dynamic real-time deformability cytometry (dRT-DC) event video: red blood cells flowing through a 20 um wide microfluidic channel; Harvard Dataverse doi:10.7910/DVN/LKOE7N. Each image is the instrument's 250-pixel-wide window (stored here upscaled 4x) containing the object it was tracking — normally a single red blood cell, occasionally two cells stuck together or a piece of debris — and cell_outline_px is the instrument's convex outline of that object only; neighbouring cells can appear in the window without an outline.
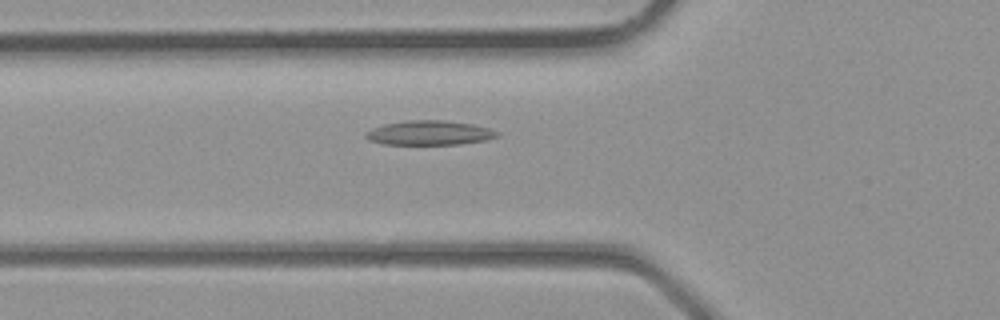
{"species": "common noctule bat (a hibernating species)", "species_latin": "Nyctalus noctula", "temperature_condition": "room temperature", "stored_images_in_passage": 2, "camera_frame_rate_fps": 3000, "um_per_image_px": 0.085, "animal": {"sex": "male", "body_mass_g": 23.1, "forearm_length_mm": 52.7}, "frame": {"image": 1, "passage_image": 2, "time_ms": 0.333, "image_size_px": [1000, 320], "cell_outline_px": [[500, 136], [484, 140], [460, 144], [384, 144], [368, 140], [364, 136], [364, 132], [372, 128], [384, 124], [412, 120], [444, 120], [472, 124], [488, 128], [500, 132]], "centroid_in_image_um": [36.48, 11.29], "position_along_channel_um": 89.3, "area_um2": 18.67}}